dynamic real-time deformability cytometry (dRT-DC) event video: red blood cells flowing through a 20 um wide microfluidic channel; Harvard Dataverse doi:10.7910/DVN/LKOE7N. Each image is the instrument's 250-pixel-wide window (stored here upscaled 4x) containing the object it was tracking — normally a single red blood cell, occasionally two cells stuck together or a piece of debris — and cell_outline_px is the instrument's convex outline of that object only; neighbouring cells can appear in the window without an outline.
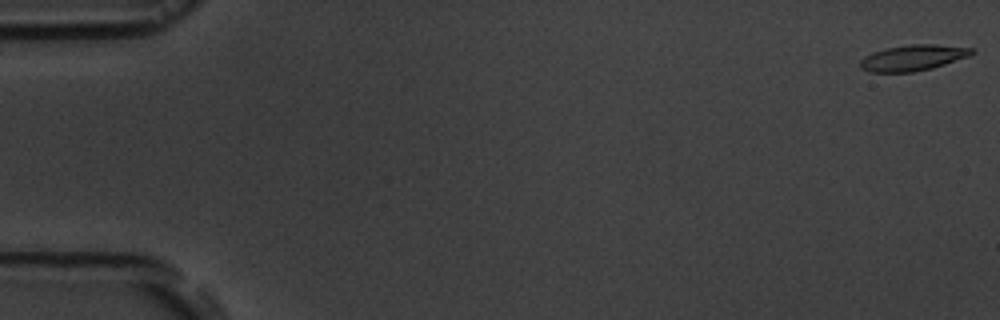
{"species": "common noctule bat (a hibernating species)", "species_latin": "Nyctalus noctula", "temperature_condition": "room temperature", "stored_images_in_passage": 6, "segment_of_instrument_passage": [2, 2], "camera_frame_rate_fps": 3000, "um_per_image_px": 0.085, "animal": {"sex": "male", "body_mass_g": 19.5, "forearm_length_mm": 54.6}, "frame": {"image": 1, "passage_image": 6, "time_ms": 6.667, "image_size_px": [1000, 320], "cell_outline_px": [[976, 52], [972, 56], [932, 68], [912, 72], [868, 72], [860, 68], [860, 60], [864, 56], [872, 52], [888, 48], [908, 44], [936, 44], [976, 48]], "centroid_in_image_um": [77.66, 4.9], "position_along_channel_um": 7.3, "area_um2": 17.11}}